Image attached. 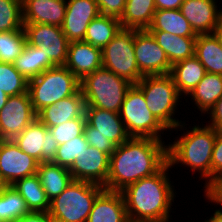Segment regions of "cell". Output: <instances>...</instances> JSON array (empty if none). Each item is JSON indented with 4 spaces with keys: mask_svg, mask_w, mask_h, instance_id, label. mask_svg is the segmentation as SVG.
Here are the masks:
<instances>
[{
    "mask_svg": "<svg viewBox=\"0 0 222 222\" xmlns=\"http://www.w3.org/2000/svg\"><path fill=\"white\" fill-rule=\"evenodd\" d=\"M99 14L96 0H66L61 28L68 41H83L87 27Z\"/></svg>",
    "mask_w": 222,
    "mask_h": 222,
    "instance_id": "cell-17",
    "label": "cell"
},
{
    "mask_svg": "<svg viewBox=\"0 0 222 222\" xmlns=\"http://www.w3.org/2000/svg\"><path fill=\"white\" fill-rule=\"evenodd\" d=\"M22 0H0V32L23 29Z\"/></svg>",
    "mask_w": 222,
    "mask_h": 222,
    "instance_id": "cell-36",
    "label": "cell"
},
{
    "mask_svg": "<svg viewBox=\"0 0 222 222\" xmlns=\"http://www.w3.org/2000/svg\"><path fill=\"white\" fill-rule=\"evenodd\" d=\"M222 177V130H217L211 160V185Z\"/></svg>",
    "mask_w": 222,
    "mask_h": 222,
    "instance_id": "cell-39",
    "label": "cell"
},
{
    "mask_svg": "<svg viewBox=\"0 0 222 222\" xmlns=\"http://www.w3.org/2000/svg\"><path fill=\"white\" fill-rule=\"evenodd\" d=\"M85 110L86 102L81 90H79L75 95L64 98L53 105L44 107L37 113V118L46 127H53L74 118H86Z\"/></svg>",
    "mask_w": 222,
    "mask_h": 222,
    "instance_id": "cell-21",
    "label": "cell"
},
{
    "mask_svg": "<svg viewBox=\"0 0 222 222\" xmlns=\"http://www.w3.org/2000/svg\"><path fill=\"white\" fill-rule=\"evenodd\" d=\"M194 55L206 73L222 75V49L213 34L197 35Z\"/></svg>",
    "mask_w": 222,
    "mask_h": 222,
    "instance_id": "cell-29",
    "label": "cell"
},
{
    "mask_svg": "<svg viewBox=\"0 0 222 222\" xmlns=\"http://www.w3.org/2000/svg\"><path fill=\"white\" fill-rule=\"evenodd\" d=\"M136 85L142 90L148 109L167 130H186L185 123L174 118L182 101L170 74L146 75Z\"/></svg>",
    "mask_w": 222,
    "mask_h": 222,
    "instance_id": "cell-4",
    "label": "cell"
},
{
    "mask_svg": "<svg viewBox=\"0 0 222 222\" xmlns=\"http://www.w3.org/2000/svg\"><path fill=\"white\" fill-rule=\"evenodd\" d=\"M168 162L155 174L129 184L120 192L128 219L142 222H170L176 192L169 179Z\"/></svg>",
    "mask_w": 222,
    "mask_h": 222,
    "instance_id": "cell-2",
    "label": "cell"
},
{
    "mask_svg": "<svg viewBox=\"0 0 222 222\" xmlns=\"http://www.w3.org/2000/svg\"><path fill=\"white\" fill-rule=\"evenodd\" d=\"M207 114H210L208 126L213 127L216 130H222V97L216 101Z\"/></svg>",
    "mask_w": 222,
    "mask_h": 222,
    "instance_id": "cell-42",
    "label": "cell"
},
{
    "mask_svg": "<svg viewBox=\"0 0 222 222\" xmlns=\"http://www.w3.org/2000/svg\"><path fill=\"white\" fill-rule=\"evenodd\" d=\"M28 80L22 76L13 63L0 62V90L8 96L28 92Z\"/></svg>",
    "mask_w": 222,
    "mask_h": 222,
    "instance_id": "cell-35",
    "label": "cell"
},
{
    "mask_svg": "<svg viewBox=\"0 0 222 222\" xmlns=\"http://www.w3.org/2000/svg\"><path fill=\"white\" fill-rule=\"evenodd\" d=\"M176 137L173 144H167V159L171 169L174 165L188 167L199 172V178L205 179L204 191L211 186V160L217 130L213 127L195 125ZM187 165V166H186ZM207 180V181H206Z\"/></svg>",
    "mask_w": 222,
    "mask_h": 222,
    "instance_id": "cell-3",
    "label": "cell"
},
{
    "mask_svg": "<svg viewBox=\"0 0 222 222\" xmlns=\"http://www.w3.org/2000/svg\"><path fill=\"white\" fill-rule=\"evenodd\" d=\"M153 138L130 137L110 155L106 189L121 191L157 173L167 162V144Z\"/></svg>",
    "mask_w": 222,
    "mask_h": 222,
    "instance_id": "cell-1",
    "label": "cell"
},
{
    "mask_svg": "<svg viewBox=\"0 0 222 222\" xmlns=\"http://www.w3.org/2000/svg\"><path fill=\"white\" fill-rule=\"evenodd\" d=\"M188 97L201 114L207 113L222 97V75L206 73Z\"/></svg>",
    "mask_w": 222,
    "mask_h": 222,
    "instance_id": "cell-27",
    "label": "cell"
},
{
    "mask_svg": "<svg viewBox=\"0 0 222 222\" xmlns=\"http://www.w3.org/2000/svg\"><path fill=\"white\" fill-rule=\"evenodd\" d=\"M156 10L180 9L184 0H154Z\"/></svg>",
    "mask_w": 222,
    "mask_h": 222,
    "instance_id": "cell-45",
    "label": "cell"
},
{
    "mask_svg": "<svg viewBox=\"0 0 222 222\" xmlns=\"http://www.w3.org/2000/svg\"><path fill=\"white\" fill-rule=\"evenodd\" d=\"M216 0H184L180 11L188 20L194 32L212 34L222 18V8L218 10Z\"/></svg>",
    "mask_w": 222,
    "mask_h": 222,
    "instance_id": "cell-18",
    "label": "cell"
},
{
    "mask_svg": "<svg viewBox=\"0 0 222 222\" xmlns=\"http://www.w3.org/2000/svg\"><path fill=\"white\" fill-rule=\"evenodd\" d=\"M21 151L39 163L52 162L58 149V142L50 130L36 118L13 139Z\"/></svg>",
    "mask_w": 222,
    "mask_h": 222,
    "instance_id": "cell-12",
    "label": "cell"
},
{
    "mask_svg": "<svg viewBox=\"0 0 222 222\" xmlns=\"http://www.w3.org/2000/svg\"><path fill=\"white\" fill-rule=\"evenodd\" d=\"M37 175L49 201L59 196L74 180L68 168L53 162L39 163Z\"/></svg>",
    "mask_w": 222,
    "mask_h": 222,
    "instance_id": "cell-25",
    "label": "cell"
},
{
    "mask_svg": "<svg viewBox=\"0 0 222 222\" xmlns=\"http://www.w3.org/2000/svg\"><path fill=\"white\" fill-rule=\"evenodd\" d=\"M84 136L89 146L95 147L108 155H111L116 149V145L102 134H84Z\"/></svg>",
    "mask_w": 222,
    "mask_h": 222,
    "instance_id": "cell-41",
    "label": "cell"
},
{
    "mask_svg": "<svg viewBox=\"0 0 222 222\" xmlns=\"http://www.w3.org/2000/svg\"><path fill=\"white\" fill-rule=\"evenodd\" d=\"M39 162L27 155L13 140H0V179L4 185L37 174Z\"/></svg>",
    "mask_w": 222,
    "mask_h": 222,
    "instance_id": "cell-14",
    "label": "cell"
},
{
    "mask_svg": "<svg viewBox=\"0 0 222 222\" xmlns=\"http://www.w3.org/2000/svg\"><path fill=\"white\" fill-rule=\"evenodd\" d=\"M100 14L120 19L126 0H96Z\"/></svg>",
    "mask_w": 222,
    "mask_h": 222,
    "instance_id": "cell-40",
    "label": "cell"
},
{
    "mask_svg": "<svg viewBox=\"0 0 222 222\" xmlns=\"http://www.w3.org/2000/svg\"><path fill=\"white\" fill-rule=\"evenodd\" d=\"M85 124L86 118H74L61 125L47 128L53 134L58 145H61L82 135L84 133Z\"/></svg>",
    "mask_w": 222,
    "mask_h": 222,
    "instance_id": "cell-38",
    "label": "cell"
},
{
    "mask_svg": "<svg viewBox=\"0 0 222 222\" xmlns=\"http://www.w3.org/2000/svg\"><path fill=\"white\" fill-rule=\"evenodd\" d=\"M121 28L118 18L99 14L87 27L83 41L103 49Z\"/></svg>",
    "mask_w": 222,
    "mask_h": 222,
    "instance_id": "cell-32",
    "label": "cell"
},
{
    "mask_svg": "<svg viewBox=\"0 0 222 222\" xmlns=\"http://www.w3.org/2000/svg\"><path fill=\"white\" fill-rule=\"evenodd\" d=\"M8 95L5 94L2 90H0V111L2 108L5 106L7 100H8Z\"/></svg>",
    "mask_w": 222,
    "mask_h": 222,
    "instance_id": "cell-48",
    "label": "cell"
},
{
    "mask_svg": "<svg viewBox=\"0 0 222 222\" xmlns=\"http://www.w3.org/2000/svg\"><path fill=\"white\" fill-rule=\"evenodd\" d=\"M128 222H142V221H131V220H129Z\"/></svg>",
    "mask_w": 222,
    "mask_h": 222,
    "instance_id": "cell-51",
    "label": "cell"
},
{
    "mask_svg": "<svg viewBox=\"0 0 222 222\" xmlns=\"http://www.w3.org/2000/svg\"><path fill=\"white\" fill-rule=\"evenodd\" d=\"M84 134L58 146L53 163L70 168L76 158L88 147Z\"/></svg>",
    "mask_w": 222,
    "mask_h": 222,
    "instance_id": "cell-37",
    "label": "cell"
},
{
    "mask_svg": "<svg viewBox=\"0 0 222 222\" xmlns=\"http://www.w3.org/2000/svg\"><path fill=\"white\" fill-rule=\"evenodd\" d=\"M147 30H163L177 36L197 37L180 9L156 10Z\"/></svg>",
    "mask_w": 222,
    "mask_h": 222,
    "instance_id": "cell-28",
    "label": "cell"
},
{
    "mask_svg": "<svg viewBox=\"0 0 222 222\" xmlns=\"http://www.w3.org/2000/svg\"><path fill=\"white\" fill-rule=\"evenodd\" d=\"M23 28L29 45L37 46L56 66L65 65L69 41L61 27L35 23Z\"/></svg>",
    "mask_w": 222,
    "mask_h": 222,
    "instance_id": "cell-10",
    "label": "cell"
},
{
    "mask_svg": "<svg viewBox=\"0 0 222 222\" xmlns=\"http://www.w3.org/2000/svg\"><path fill=\"white\" fill-rule=\"evenodd\" d=\"M156 11L154 0H126L124 12L119 19L124 29L147 30Z\"/></svg>",
    "mask_w": 222,
    "mask_h": 222,
    "instance_id": "cell-26",
    "label": "cell"
},
{
    "mask_svg": "<svg viewBox=\"0 0 222 222\" xmlns=\"http://www.w3.org/2000/svg\"><path fill=\"white\" fill-rule=\"evenodd\" d=\"M104 189L98 184L73 180L50 201L51 222H87L97 196Z\"/></svg>",
    "mask_w": 222,
    "mask_h": 222,
    "instance_id": "cell-5",
    "label": "cell"
},
{
    "mask_svg": "<svg viewBox=\"0 0 222 222\" xmlns=\"http://www.w3.org/2000/svg\"><path fill=\"white\" fill-rule=\"evenodd\" d=\"M134 52L143 76L170 74L172 65L148 30L134 29Z\"/></svg>",
    "mask_w": 222,
    "mask_h": 222,
    "instance_id": "cell-13",
    "label": "cell"
},
{
    "mask_svg": "<svg viewBox=\"0 0 222 222\" xmlns=\"http://www.w3.org/2000/svg\"><path fill=\"white\" fill-rule=\"evenodd\" d=\"M213 184H222V177L218 180H216Z\"/></svg>",
    "mask_w": 222,
    "mask_h": 222,
    "instance_id": "cell-49",
    "label": "cell"
},
{
    "mask_svg": "<svg viewBox=\"0 0 222 222\" xmlns=\"http://www.w3.org/2000/svg\"><path fill=\"white\" fill-rule=\"evenodd\" d=\"M110 155L88 146L84 152L76 158L69 171L76 181H86L103 186L109 172Z\"/></svg>",
    "mask_w": 222,
    "mask_h": 222,
    "instance_id": "cell-15",
    "label": "cell"
},
{
    "mask_svg": "<svg viewBox=\"0 0 222 222\" xmlns=\"http://www.w3.org/2000/svg\"><path fill=\"white\" fill-rule=\"evenodd\" d=\"M17 222H51L48 212H30Z\"/></svg>",
    "mask_w": 222,
    "mask_h": 222,
    "instance_id": "cell-44",
    "label": "cell"
},
{
    "mask_svg": "<svg viewBox=\"0 0 222 222\" xmlns=\"http://www.w3.org/2000/svg\"><path fill=\"white\" fill-rule=\"evenodd\" d=\"M26 43L24 28L18 31L0 32V62L14 63Z\"/></svg>",
    "mask_w": 222,
    "mask_h": 222,
    "instance_id": "cell-34",
    "label": "cell"
},
{
    "mask_svg": "<svg viewBox=\"0 0 222 222\" xmlns=\"http://www.w3.org/2000/svg\"><path fill=\"white\" fill-rule=\"evenodd\" d=\"M23 24H48L61 27L66 0H22Z\"/></svg>",
    "mask_w": 222,
    "mask_h": 222,
    "instance_id": "cell-20",
    "label": "cell"
},
{
    "mask_svg": "<svg viewBox=\"0 0 222 222\" xmlns=\"http://www.w3.org/2000/svg\"><path fill=\"white\" fill-rule=\"evenodd\" d=\"M204 222H222V211L220 208L216 209L213 215Z\"/></svg>",
    "mask_w": 222,
    "mask_h": 222,
    "instance_id": "cell-47",
    "label": "cell"
},
{
    "mask_svg": "<svg viewBox=\"0 0 222 222\" xmlns=\"http://www.w3.org/2000/svg\"><path fill=\"white\" fill-rule=\"evenodd\" d=\"M204 196L211 203L219 204V208H222V184H212L204 191ZM220 210L222 211V209Z\"/></svg>",
    "mask_w": 222,
    "mask_h": 222,
    "instance_id": "cell-43",
    "label": "cell"
},
{
    "mask_svg": "<svg viewBox=\"0 0 222 222\" xmlns=\"http://www.w3.org/2000/svg\"><path fill=\"white\" fill-rule=\"evenodd\" d=\"M5 185L3 184V182L1 181V179H0V192H1V190H2V188L4 187Z\"/></svg>",
    "mask_w": 222,
    "mask_h": 222,
    "instance_id": "cell-50",
    "label": "cell"
},
{
    "mask_svg": "<svg viewBox=\"0 0 222 222\" xmlns=\"http://www.w3.org/2000/svg\"><path fill=\"white\" fill-rule=\"evenodd\" d=\"M12 186L26 201L30 212H48L50 201L37 174L19 179Z\"/></svg>",
    "mask_w": 222,
    "mask_h": 222,
    "instance_id": "cell-31",
    "label": "cell"
},
{
    "mask_svg": "<svg viewBox=\"0 0 222 222\" xmlns=\"http://www.w3.org/2000/svg\"><path fill=\"white\" fill-rule=\"evenodd\" d=\"M103 67L131 84H137L144 76L140 73L134 52V29L121 28L102 49Z\"/></svg>",
    "mask_w": 222,
    "mask_h": 222,
    "instance_id": "cell-9",
    "label": "cell"
},
{
    "mask_svg": "<svg viewBox=\"0 0 222 222\" xmlns=\"http://www.w3.org/2000/svg\"><path fill=\"white\" fill-rule=\"evenodd\" d=\"M205 67L194 55L172 65L170 75L180 95L187 97L205 76ZM186 95V96H185Z\"/></svg>",
    "mask_w": 222,
    "mask_h": 222,
    "instance_id": "cell-23",
    "label": "cell"
},
{
    "mask_svg": "<svg viewBox=\"0 0 222 222\" xmlns=\"http://www.w3.org/2000/svg\"><path fill=\"white\" fill-rule=\"evenodd\" d=\"M36 118L28 92L9 96L0 111V140H13Z\"/></svg>",
    "mask_w": 222,
    "mask_h": 222,
    "instance_id": "cell-11",
    "label": "cell"
},
{
    "mask_svg": "<svg viewBox=\"0 0 222 222\" xmlns=\"http://www.w3.org/2000/svg\"><path fill=\"white\" fill-rule=\"evenodd\" d=\"M212 34L216 37V39L222 49V18H221L217 28L213 31Z\"/></svg>",
    "mask_w": 222,
    "mask_h": 222,
    "instance_id": "cell-46",
    "label": "cell"
},
{
    "mask_svg": "<svg viewBox=\"0 0 222 222\" xmlns=\"http://www.w3.org/2000/svg\"><path fill=\"white\" fill-rule=\"evenodd\" d=\"M13 64L15 69L28 81L56 66L49 58H45L42 50L28 43Z\"/></svg>",
    "mask_w": 222,
    "mask_h": 222,
    "instance_id": "cell-30",
    "label": "cell"
},
{
    "mask_svg": "<svg viewBox=\"0 0 222 222\" xmlns=\"http://www.w3.org/2000/svg\"><path fill=\"white\" fill-rule=\"evenodd\" d=\"M132 84L112 71L101 67L80 80L86 107L120 113L126 93Z\"/></svg>",
    "mask_w": 222,
    "mask_h": 222,
    "instance_id": "cell-6",
    "label": "cell"
},
{
    "mask_svg": "<svg viewBox=\"0 0 222 222\" xmlns=\"http://www.w3.org/2000/svg\"><path fill=\"white\" fill-rule=\"evenodd\" d=\"M79 90L80 80L65 66L47 69L28 82V93L36 113Z\"/></svg>",
    "mask_w": 222,
    "mask_h": 222,
    "instance_id": "cell-7",
    "label": "cell"
},
{
    "mask_svg": "<svg viewBox=\"0 0 222 222\" xmlns=\"http://www.w3.org/2000/svg\"><path fill=\"white\" fill-rule=\"evenodd\" d=\"M123 195L104 189L96 198L87 222H128Z\"/></svg>",
    "mask_w": 222,
    "mask_h": 222,
    "instance_id": "cell-22",
    "label": "cell"
},
{
    "mask_svg": "<svg viewBox=\"0 0 222 222\" xmlns=\"http://www.w3.org/2000/svg\"><path fill=\"white\" fill-rule=\"evenodd\" d=\"M164 50L171 65L194 56L197 37H182L163 30H148Z\"/></svg>",
    "mask_w": 222,
    "mask_h": 222,
    "instance_id": "cell-24",
    "label": "cell"
},
{
    "mask_svg": "<svg viewBox=\"0 0 222 222\" xmlns=\"http://www.w3.org/2000/svg\"><path fill=\"white\" fill-rule=\"evenodd\" d=\"M119 114L130 137L164 139L161 133L167 129L148 109L144 94L136 84L128 89Z\"/></svg>",
    "mask_w": 222,
    "mask_h": 222,
    "instance_id": "cell-8",
    "label": "cell"
},
{
    "mask_svg": "<svg viewBox=\"0 0 222 222\" xmlns=\"http://www.w3.org/2000/svg\"><path fill=\"white\" fill-rule=\"evenodd\" d=\"M30 213L26 201L12 185H5L0 192V217L5 222H17Z\"/></svg>",
    "mask_w": 222,
    "mask_h": 222,
    "instance_id": "cell-33",
    "label": "cell"
},
{
    "mask_svg": "<svg viewBox=\"0 0 222 222\" xmlns=\"http://www.w3.org/2000/svg\"><path fill=\"white\" fill-rule=\"evenodd\" d=\"M64 66L82 80L86 75L103 67L102 49L84 41L69 42Z\"/></svg>",
    "mask_w": 222,
    "mask_h": 222,
    "instance_id": "cell-19",
    "label": "cell"
},
{
    "mask_svg": "<svg viewBox=\"0 0 222 222\" xmlns=\"http://www.w3.org/2000/svg\"><path fill=\"white\" fill-rule=\"evenodd\" d=\"M83 134H102L116 146L127 141L128 135L120 114L110 110L86 107Z\"/></svg>",
    "mask_w": 222,
    "mask_h": 222,
    "instance_id": "cell-16",
    "label": "cell"
}]
</instances>
